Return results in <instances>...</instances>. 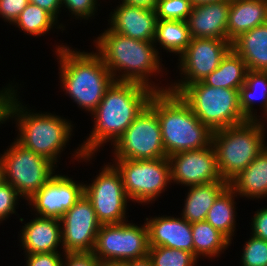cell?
<instances>
[{
  "instance_id": "obj_24",
  "label": "cell",
  "mask_w": 267,
  "mask_h": 266,
  "mask_svg": "<svg viewBox=\"0 0 267 266\" xmlns=\"http://www.w3.org/2000/svg\"><path fill=\"white\" fill-rule=\"evenodd\" d=\"M229 186L226 181L188 186L182 217L188 222L205 221L207 213L217 197Z\"/></svg>"
},
{
  "instance_id": "obj_30",
  "label": "cell",
  "mask_w": 267,
  "mask_h": 266,
  "mask_svg": "<svg viewBox=\"0 0 267 266\" xmlns=\"http://www.w3.org/2000/svg\"><path fill=\"white\" fill-rule=\"evenodd\" d=\"M56 24L58 22L51 14L33 3L26 6L14 23L23 32L35 35L34 37L43 36L53 30Z\"/></svg>"
},
{
  "instance_id": "obj_15",
  "label": "cell",
  "mask_w": 267,
  "mask_h": 266,
  "mask_svg": "<svg viewBox=\"0 0 267 266\" xmlns=\"http://www.w3.org/2000/svg\"><path fill=\"white\" fill-rule=\"evenodd\" d=\"M167 158L172 183L188 187L224 181L218 171L216 153L212 144L202 149L176 153Z\"/></svg>"
},
{
  "instance_id": "obj_3",
  "label": "cell",
  "mask_w": 267,
  "mask_h": 266,
  "mask_svg": "<svg viewBox=\"0 0 267 266\" xmlns=\"http://www.w3.org/2000/svg\"><path fill=\"white\" fill-rule=\"evenodd\" d=\"M55 52L62 88L78 107L92 114L114 81L112 74L97 52L74 51L66 45H59Z\"/></svg>"
},
{
  "instance_id": "obj_26",
  "label": "cell",
  "mask_w": 267,
  "mask_h": 266,
  "mask_svg": "<svg viewBox=\"0 0 267 266\" xmlns=\"http://www.w3.org/2000/svg\"><path fill=\"white\" fill-rule=\"evenodd\" d=\"M194 255L199 258L203 257H219L225 249L231 244L223 233L214 228L206 221L191 223ZM223 250V251H222Z\"/></svg>"
},
{
  "instance_id": "obj_8",
  "label": "cell",
  "mask_w": 267,
  "mask_h": 266,
  "mask_svg": "<svg viewBox=\"0 0 267 266\" xmlns=\"http://www.w3.org/2000/svg\"><path fill=\"white\" fill-rule=\"evenodd\" d=\"M4 182L11 184L25 200L30 199L55 173V164L24 148L16 140L0 155Z\"/></svg>"
},
{
  "instance_id": "obj_17",
  "label": "cell",
  "mask_w": 267,
  "mask_h": 266,
  "mask_svg": "<svg viewBox=\"0 0 267 266\" xmlns=\"http://www.w3.org/2000/svg\"><path fill=\"white\" fill-rule=\"evenodd\" d=\"M110 16L109 29L114 32L133 39L154 41L158 21L155 9L120 3Z\"/></svg>"
},
{
  "instance_id": "obj_45",
  "label": "cell",
  "mask_w": 267,
  "mask_h": 266,
  "mask_svg": "<svg viewBox=\"0 0 267 266\" xmlns=\"http://www.w3.org/2000/svg\"><path fill=\"white\" fill-rule=\"evenodd\" d=\"M193 5H200L204 3H211L216 1H231V0H191Z\"/></svg>"
},
{
  "instance_id": "obj_34",
  "label": "cell",
  "mask_w": 267,
  "mask_h": 266,
  "mask_svg": "<svg viewBox=\"0 0 267 266\" xmlns=\"http://www.w3.org/2000/svg\"><path fill=\"white\" fill-rule=\"evenodd\" d=\"M18 191L9 183L3 182L0 185V221L8 219L9 215L16 214L18 204Z\"/></svg>"
},
{
  "instance_id": "obj_35",
  "label": "cell",
  "mask_w": 267,
  "mask_h": 266,
  "mask_svg": "<svg viewBox=\"0 0 267 266\" xmlns=\"http://www.w3.org/2000/svg\"><path fill=\"white\" fill-rule=\"evenodd\" d=\"M98 0H62V6H65L77 19H88L95 15ZM78 16V17H77Z\"/></svg>"
},
{
  "instance_id": "obj_22",
  "label": "cell",
  "mask_w": 267,
  "mask_h": 266,
  "mask_svg": "<svg viewBox=\"0 0 267 266\" xmlns=\"http://www.w3.org/2000/svg\"><path fill=\"white\" fill-rule=\"evenodd\" d=\"M232 49L248 70L267 72V22L242 33L232 42Z\"/></svg>"
},
{
  "instance_id": "obj_40",
  "label": "cell",
  "mask_w": 267,
  "mask_h": 266,
  "mask_svg": "<svg viewBox=\"0 0 267 266\" xmlns=\"http://www.w3.org/2000/svg\"><path fill=\"white\" fill-rule=\"evenodd\" d=\"M15 86H11L10 84L4 89L0 90V124L4 123L8 118L9 112V104L12 97L17 93V89L15 90Z\"/></svg>"
},
{
  "instance_id": "obj_23",
  "label": "cell",
  "mask_w": 267,
  "mask_h": 266,
  "mask_svg": "<svg viewBox=\"0 0 267 266\" xmlns=\"http://www.w3.org/2000/svg\"><path fill=\"white\" fill-rule=\"evenodd\" d=\"M229 187L237 195L249 199L267 196V146L229 182Z\"/></svg>"
},
{
  "instance_id": "obj_14",
  "label": "cell",
  "mask_w": 267,
  "mask_h": 266,
  "mask_svg": "<svg viewBox=\"0 0 267 266\" xmlns=\"http://www.w3.org/2000/svg\"><path fill=\"white\" fill-rule=\"evenodd\" d=\"M62 253L92 252L101 224L85 194L61 217Z\"/></svg>"
},
{
  "instance_id": "obj_39",
  "label": "cell",
  "mask_w": 267,
  "mask_h": 266,
  "mask_svg": "<svg viewBox=\"0 0 267 266\" xmlns=\"http://www.w3.org/2000/svg\"><path fill=\"white\" fill-rule=\"evenodd\" d=\"M251 223L252 235L267 240V208L258 209Z\"/></svg>"
},
{
  "instance_id": "obj_1",
  "label": "cell",
  "mask_w": 267,
  "mask_h": 266,
  "mask_svg": "<svg viewBox=\"0 0 267 266\" xmlns=\"http://www.w3.org/2000/svg\"><path fill=\"white\" fill-rule=\"evenodd\" d=\"M153 93L139 83L114 80L91 114L94 128L87 140L74 151L75 158L87 162L98 148L104 147V143L111 142L113 145L145 108Z\"/></svg>"
},
{
  "instance_id": "obj_27",
  "label": "cell",
  "mask_w": 267,
  "mask_h": 266,
  "mask_svg": "<svg viewBox=\"0 0 267 266\" xmlns=\"http://www.w3.org/2000/svg\"><path fill=\"white\" fill-rule=\"evenodd\" d=\"M238 195L228 186L214 201L205 221L223 233L230 241L235 231V197Z\"/></svg>"
},
{
  "instance_id": "obj_2",
  "label": "cell",
  "mask_w": 267,
  "mask_h": 266,
  "mask_svg": "<svg viewBox=\"0 0 267 266\" xmlns=\"http://www.w3.org/2000/svg\"><path fill=\"white\" fill-rule=\"evenodd\" d=\"M93 41L115 81L139 83L154 92L168 91L167 86L164 89L149 82V77L162 71L154 42L129 38L109 28Z\"/></svg>"
},
{
  "instance_id": "obj_21",
  "label": "cell",
  "mask_w": 267,
  "mask_h": 266,
  "mask_svg": "<svg viewBox=\"0 0 267 266\" xmlns=\"http://www.w3.org/2000/svg\"><path fill=\"white\" fill-rule=\"evenodd\" d=\"M267 22V0H231L227 21V40L233 42Z\"/></svg>"
},
{
  "instance_id": "obj_6",
  "label": "cell",
  "mask_w": 267,
  "mask_h": 266,
  "mask_svg": "<svg viewBox=\"0 0 267 266\" xmlns=\"http://www.w3.org/2000/svg\"><path fill=\"white\" fill-rule=\"evenodd\" d=\"M259 120H247L212 133L217 167L224 181L229 183L265 149V124Z\"/></svg>"
},
{
  "instance_id": "obj_13",
  "label": "cell",
  "mask_w": 267,
  "mask_h": 266,
  "mask_svg": "<svg viewBox=\"0 0 267 266\" xmlns=\"http://www.w3.org/2000/svg\"><path fill=\"white\" fill-rule=\"evenodd\" d=\"M232 49V43L222 39L192 38L185 51L179 56V68L184 77L168 86L178 94L186 85L202 81L214 71Z\"/></svg>"
},
{
  "instance_id": "obj_9",
  "label": "cell",
  "mask_w": 267,
  "mask_h": 266,
  "mask_svg": "<svg viewBox=\"0 0 267 266\" xmlns=\"http://www.w3.org/2000/svg\"><path fill=\"white\" fill-rule=\"evenodd\" d=\"M129 201L149 203L155 201L167 184H171L170 164L167 157L157 159H115ZM155 199V200H154Z\"/></svg>"
},
{
  "instance_id": "obj_38",
  "label": "cell",
  "mask_w": 267,
  "mask_h": 266,
  "mask_svg": "<svg viewBox=\"0 0 267 266\" xmlns=\"http://www.w3.org/2000/svg\"><path fill=\"white\" fill-rule=\"evenodd\" d=\"M64 254L65 255L63 258L64 260H62V266H98L100 262L92 252Z\"/></svg>"
},
{
  "instance_id": "obj_11",
  "label": "cell",
  "mask_w": 267,
  "mask_h": 266,
  "mask_svg": "<svg viewBox=\"0 0 267 266\" xmlns=\"http://www.w3.org/2000/svg\"><path fill=\"white\" fill-rule=\"evenodd\" d=\"M114 159H157L167 157L157 113L147 104L113 144Z\"/></svg>"
},
{
  "instance_id": "obj_37",
  "label": "cell",
  "mask_w": 267,
  "mask_h": 266,
  "mask_svg": "<svg viewBox=\"0 0 267 266\" xmlns=\"http://www.w3.org/2000/svg\"><path fill=\"white\" fill-rule=\"evenodd\" d=\"M60 252L25 254L26 266H62Z\"/></svg>"
},
{
  "instance_id": "obj_10",
  "label": "cell",
  "mask_w": 267,
  "mask_h": 266,
  "mask_svg": "<svg viewBox=\"0 0 267 266\" xmlns=\"http://www.w3.org/2000/svg\"><path fill=\"white\" fill-rule=\"evenodd\" d=\"M92 253L99 261L126 262L148 256V227L135 223L101 225Z\"/></svg>"
},
{
  "instance_id": "obj_44",
  "label": "cell",
  "mask_w": 267,
  "mask_h": 266,
  "mask_svg": "<svg viewBox=\"0 0 267 266\" xmlns=\"http://www.w3.org/2000/svg\"><path fill=\"white\" fill-rule=\"evenodd\" d=\"M98 266H125L124 262L100 261Z\"/></svg>"
},
{
  "instance_id": "obj_36",
  "label": "cell",
  "mask_w": 267,
  "mask_h": 266,
  "mask_svg": "<svg viewBox=\"0 0 267 266\" xmlns=\"http://www.w3.org/2000/svg\"><path fill=\"white\" fill-rule=\"evenodd\" d=\"M29 3V0H0V17L14 24Z\"/></svg>"
},
{
  "instance_id": "obj_32",
  "label": "cell",
  "mask_w": 267,
  "mask_h": 266,
  "mask_svg": "<svg viewBox=\"0 0 267 266\" xmlns=\"http://www.w3.org/2000/svg\"><path fill=\"white\" fill-rule=\"evenodd\" d=\"M192 8L191 0H158L155 10L158 20L187 21Z\"/></svg>"
},
{
  "instance_id": "obj_42",
  "label": "cell",
  "mask_w": 267,
  "mask_h": 266,
  "mask_svg": "<svg viewBox=\"0 0 267 266\" xmlns=\"http://www.w3.org/2000/svg\"><path fill=\"white\" fill-rule=\"evenodd\" d=\"M122 3L146 9H155L158 0H121Z\"/></svg>"
},
{
  "instance_id": "obj_31",
  "label": "cell",
  "mask_w": 267,
  "mask_h": 266,
  "mask_svg": "<svg viewBox=\"0 0 267 266\" xmlns=\"http://www.w3.org/2000/svg\"><path fill=\"white\" fill-rule=\"evenodd\" d=\"M148 256L153 266H195L198 259L191 252L164 246H149Z\"/></svg>"
},
{
  "instance_id": "obj_46",
  "label": "cell",
  "mask_w": 267,
  "mask_h": 266,
  "mask_svg": "<svg viewBox=\"0 0 267 266\" xmlns=\"http://www.w3.org/2000/svg\"><path fill=\"white\" fill-rule=\"evenodd\" d=\"M4 182V170L0 163V185Z\"/></svg>"
},
{
  "instance_id": "obj_29",
  "label": "cell",
  "mask_w": 267,
  "mask_h": 266,
  "mask_svg": "<svg viewBox=\"0 0 267 266\" xmlns=\"http://www.w3.org/2000/svg\"><path fill=\"white\" fill-rule=\"evenodd\" d=\"M240 108L248 120H258L253 104L262 100L264 114L267 112V72L247 71L245 84L239 90Z\"/></svg>"
},
{
  "instance_id": "obj_33",
  "label": "cell",
  "mask_w": 267,
  "mask_h": 266,
  "mask_svg": "<svg viewBox=\"0 0 267 266\" xmlns=\"http://www.w3.org/2000/svg\"><path fill=\"white\" fill-rule=\"evenodd\" d=\"M242 266H267V240L251 236L243 247Z\"/></svg>"
},
{
  "instance_id": "obj_5",
  "label": "cell",
  "mask_w": 267,
  "mask_h": 266,
  "mask_svg": "<svg viewBox=\"0 0 267 266\" xmlns=\"http://www.w3.org/2000/svg\"><path fill=\"white\" fill-rule=\"evenodd\" d=\"M17 96L12 97L8 112V118H14L19 129V136L14 140L56 165L57 158L72 136V122L56 114L30 112Z\"/></svg>"
},
{
  "instance_id": "obj_12",
  "label": "cell",
  "mask_w": 267,
  "mask_h": 266,
  "mask_svg": "<svg viewBox=\"0 0 267 266\" xmlns=\"http://www.w3.org/2000/svg\"><path fill=\"white\" fill-rule=\"evenodd\" d=\"M111 164L108 163L99 171L92 184H84V194L91 201L101 225L128 222L125 217L129 198L120 172Z\"/></svg>"
},
{
  "instance_id": "obj_25",
  "label": "cell",
  "mask_w": 267,
  "mask_h": 266,
  "mask_svg": "<svg viewBox=\"0 0 267 266\" xmlns=\"http://www.w3.org/2000/svg\"><path fill=\"white\" fill-rule=\"evenodd\" d=\"M247 71L245 61L231 49L219 66L202 81L212 87L240 90L245 84Z\"/></svg>"
},
{
  "instance_id": "obj_19",
  "label": "cell",
  "mask_w": 267,
  "mask_h": 266,
  "mask_svg": "<svg viewBox=\"0 0 267 266\" xmlns=\"http://www.w3.org/2000/svg\"><path fill=\"white\" fill-rule=\"evenodd\" d=\"M149 246H164L194 254L191 223L186 219L159 216L146 218Z\"/></svg>"
},
{
  "instance_id": "obj_41",
  "label": "cell",
  "mask_w": 267,
  "mask_h": 266,
  "mask_svg": "<svg viewBox=\"0 0 267 266\" xmlns=\"http://www.w3.org/2000/svg\"><path fill=\"white\" fill-rule=\"evenodd\" d=\"M40 8L45 9L49 14H51L56 20H58L60 8L62 7V0H29Z\"/></svg>"
},
{
  "instance_id": "obj_18",
  "label": "cell",
  "mask_w": 267,
  "mask_h": 266,
  "mask_svg": "<svg viewBox=\"0 0 267 266\" xmlns=\"http://www.w3.org/2000/svg\"><path fill=\"white\" fill-rule=\"evenodd\" d=\"M230 1L193 5L187 24L191 38L227 40Z\"/></svg>"
},
{
  "instance_id": "obj_16",
  "label": "cell",
  "mask_w": 267,
  "mask_h": 266,
  "mask_svg": "<svg viewBox=\"0 0 267 266\" xmlns=\"http://www.w3.org/2000/svg\"><path fill=\"white\" fill-rule=\"evenodd\" d=\"M65 175H53L30 199L28 205L41 217H61L82 197L84 184Z\"/></svg>"
},
{
  "instance_id": "obj_28",
  "label": "cell",
  "mask_w": 267,
  "mask_h": 266,
  "mask_svg": "<svg viewBox=\"0 0 267 266\" xmlns=\"http://www.w3.org/2000/svg\"><path fill=\"white\" fill-rule=\"evenodd\" d=\"M191 39L187 21H157L153 42L159 43L164 50L180 56L190 44Z\"/></svg>"
},
{
  "instance_id": "obj_43",
  "label": "cell",
  "mask_w": 267,
  "mask_h": 266,
  "mask_svg": "<svg viewBox=\"0 0 267 266\" xmlns=\"http://www.w3.org/2000/svg\"><path fill=\"white\" fill-rule=\"evenodd\" d=\"M125 266H153L149 256L124 262Z\"/></svg>"
},
{
  "instance_id": "obj_20",
  "label": "cell",
  "mask_w": 267,
  "mask_h": 266,
  "mask_svg": "<svg viewBox=\"0 0 267 266\" xmlns=\"http://www.w3.org/2000/svg\"><path fill=\"white\" fill-rule=\"evenodd\" d=\"M20 232V246L25 254L58 252V246H62L59 219L37 215L26 223Z\"/></svg>"
},
{
  "instance_id": "obj_7",
  "label": "cell",
  "mask_w": 267,
  "mask_h": 266,
  "mask_svg": "<svg viewBox=\"0 0 267 266\" xmlns=\"http://www.w3.org/2000/svg\"><path fill=\"white\" fill-rule=\"evenodd\" d=\"M178 94L212 132L248 120L241 111L237 89L212 87L199 81L186 85Z\"/></svg>"
},
{
  "instance_id": "obj_4",
  "label": "cell",
  "mask_w": 267,
  "mask_h": 266,
  "mask_svg": "<svg viewBox=\"0 0 267 266\" xmlns=\"http://www.w3.org/2000/svg\"><path fill=\"white\" fill-rule=\"evenodd\" d=\"M148 105L157 113L167 157L212 144V131L193 113L179 94L154 92Z\"/></svg>"
}]
</instances>
